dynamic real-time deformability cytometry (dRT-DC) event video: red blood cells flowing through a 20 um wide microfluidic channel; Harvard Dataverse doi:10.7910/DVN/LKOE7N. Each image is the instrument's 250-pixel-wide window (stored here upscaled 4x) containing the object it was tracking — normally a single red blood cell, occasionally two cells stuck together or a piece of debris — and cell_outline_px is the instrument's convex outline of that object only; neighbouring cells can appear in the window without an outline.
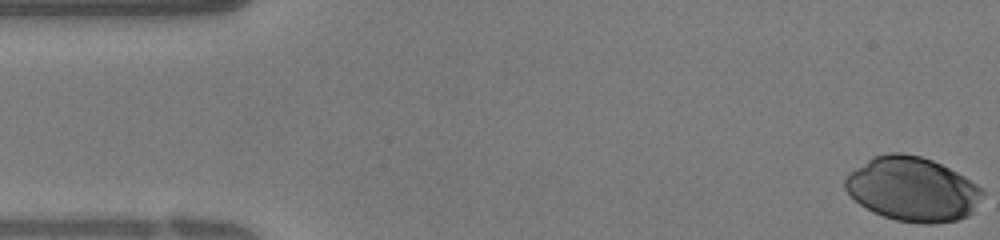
{"species": "human", "species_latin": "Homo sapiens", "temperature_condition": "warm", "stored_images_in_passage": 31, "camera_frame_rate_fps": 3000, "um_per_image_px": 0.085, "donor": {"sex": "female"}, "frame": {"image": 1, "passage_image": 1, "time_ms": 0.0, "image_size_px": [1000, 240], "cell_outline_px": [[984, 192], [972, 212], [968, 216], [956, 220], [932, 224], [924, 224], [896, 220], [872, 212], [860, 204], [844, 188], [844, 180], [856, 168], [872, 156], [888, 152], [900, 152], [920, 156], [932, 160], [964, 176], [976, 184]], "centroid_in_image_um": [77.55, 16.08], "position_along_channel_um": 7.4, "area_um2": 51.04}}
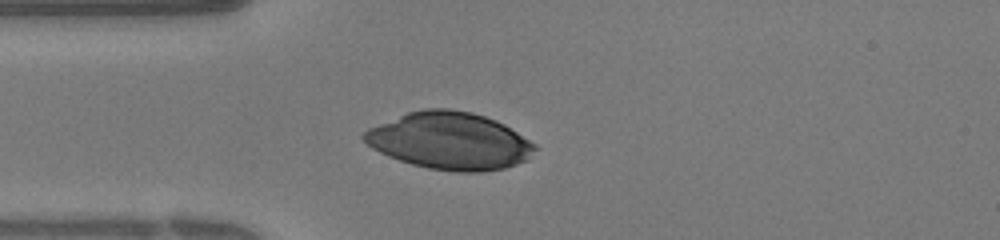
{"frame": {"image": 2, "passage_image": 10, "time_ms": 3.0, "image_size_px": [1000, 240], "cell_outline_px": [[540, 148], [528, 160], [504, 168], [480, 172], [456, 172], [428, 168], [412, 164], [388, 156], [372, 148], [360, 136], [368, 128], [408, 112], [424, 108], [448, 108], [472, 112], [496, 120], [504, 124], [536, 144]], "centroid_in_image_um": [38.26, 11.98], "position_along_channel_um": 46.7, "area_um2": 57.11}}
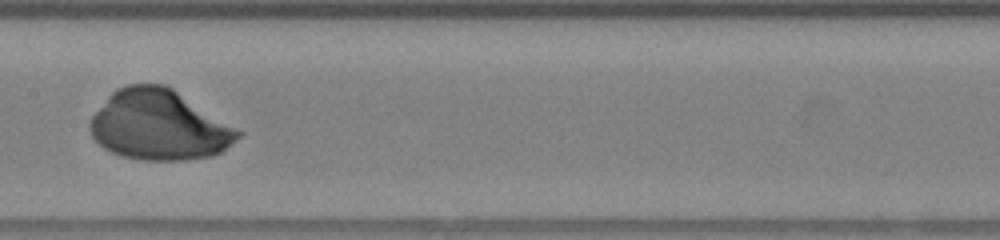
{"frame": {"image": 3, "passage_image": 19, "time_ms": 6.0, "image_size_px": [1000, 240], "cell_outline_px": [[244, 132], [236, 140], [220, 152], [212, 156], [184, 160], [144, 160], [120, 156], [104, 148], [92, 136], [88, 128], [88, 124], [92, 116], [108, 96], [116, 88], [128, 84], [164, 84], [172, 88]], "centroid_in_image_um": [13.51, 10.64], "position_along_channel_um": 193.9, "area_um2": 60.4}}